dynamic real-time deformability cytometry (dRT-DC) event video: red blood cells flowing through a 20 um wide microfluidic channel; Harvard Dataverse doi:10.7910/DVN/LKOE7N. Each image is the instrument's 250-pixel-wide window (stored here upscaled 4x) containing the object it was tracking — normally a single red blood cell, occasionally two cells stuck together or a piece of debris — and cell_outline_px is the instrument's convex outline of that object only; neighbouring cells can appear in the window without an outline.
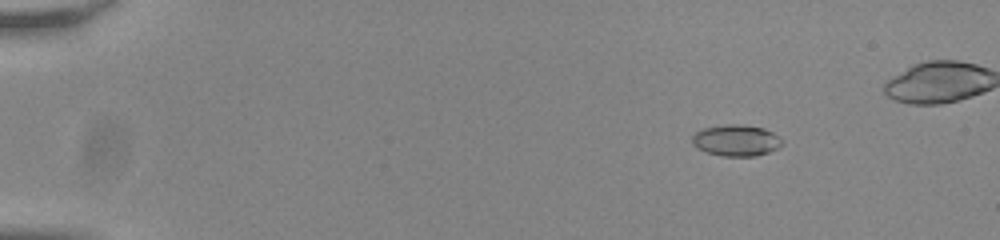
{"species": "common noctule bat (a hibernating species)", "species_latin": "Nyctalus noctula", "temperature_condition": "room temperature", "stored_images_in_passage": 48, "camera_frame_rate_fps": 3000, "um_per_image_px": 0.085, "animal": {"sex": "male", "body_mass_g": 20.0, "forearm_length_mm": 53.3}, "frame": {"image": 1, "passage_image": 3, "time_ms": 0.667, "image_size_px": [1000, 240], "cell_outline_px": [[784, 144], [768, 152], [756, 156], [720, 156], [696, 148], [692, 144], [692, 136], [696, 132], [704, 128], [724, 124], [744, 124], [764, 128], [772, 132], [784, 140]], "centroid_in_image_um": [62.58, 11.93], "position_along_channel_um": 22.4, "area_um2": 16.59}}
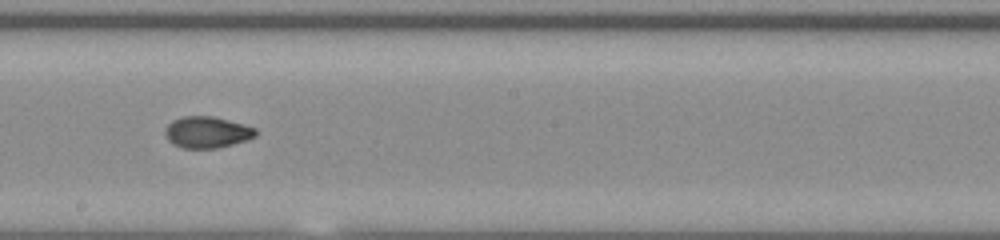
{"frame": {"image": 2, "passage_image": 28, "time_ms": 9.0, "image_size_px": [1000, 240], "cell_outline_px": [[256, 136], [248, 140], [216, 148], [184, 148], [172, 144], [168, 140], [164, 132], [164, 128], [172, 120], [184, 116], [212, 116], [244, 124], [256, 128]], "centroid_in_image_um": [17.58, 11.23], "position_along_channel_um": 230.6, "area_um2": 16.65}}
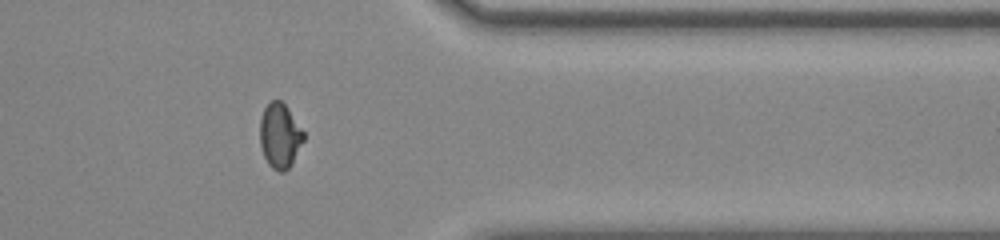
{"frame": {"image": 3, "passage_image": 41, "time_ms": 13.333, "image_size_px": [1000, 240], "cell_outline_px": [[304, 140], [292, 164], [284, 172], [280, 172], [272, 168], [268, 164], [264, 156], [260, 144], [260, 120], [264, 108], [272, 100], [280, 100], [288, 108], [304, 132]], "centroid_in_image_um": [23.79, 11.55], "position_along_channel_um": 387.6, "area_um2": 16.47}}